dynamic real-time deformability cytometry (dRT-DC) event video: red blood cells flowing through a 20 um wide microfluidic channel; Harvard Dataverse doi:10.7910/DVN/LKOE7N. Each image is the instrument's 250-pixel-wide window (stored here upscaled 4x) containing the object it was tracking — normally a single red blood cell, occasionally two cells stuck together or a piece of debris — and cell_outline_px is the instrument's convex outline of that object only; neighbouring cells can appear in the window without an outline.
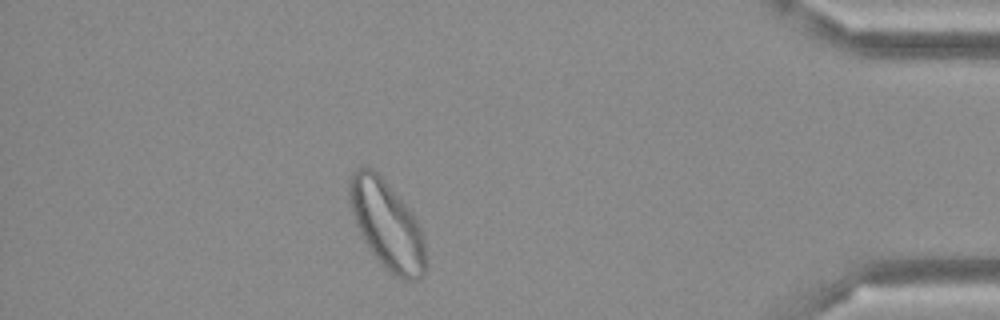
{"species": "Egyptian fruit bat (a non-hibernating species)", "species_latin": "Rousettus aegyptiacus", "temperature_condition": "cold", "stored_images_in_passage": 45, "camera_frame_rate_fps": 3000, "um_per_image_px": 0.085, "frame": {"image": 1, "passage_image": 39, "time_ms": 12.667, "image_size_px": [1000, 320], "cell_outline_px": [[428, 264], [424, 276], [416, 280], [404, 280], [388, 272], [380, 264], [364, 240], [356, 224], [348, 200], [348, 184], [352, 172], [356, 168], [368, 164], [384, 180], [412, 212], [424, 236], [428, 260]], "centroid_in_image_um": [32.91, 19.14], "position_along_channel_um": 402.3, "area_um2": 39.77}}